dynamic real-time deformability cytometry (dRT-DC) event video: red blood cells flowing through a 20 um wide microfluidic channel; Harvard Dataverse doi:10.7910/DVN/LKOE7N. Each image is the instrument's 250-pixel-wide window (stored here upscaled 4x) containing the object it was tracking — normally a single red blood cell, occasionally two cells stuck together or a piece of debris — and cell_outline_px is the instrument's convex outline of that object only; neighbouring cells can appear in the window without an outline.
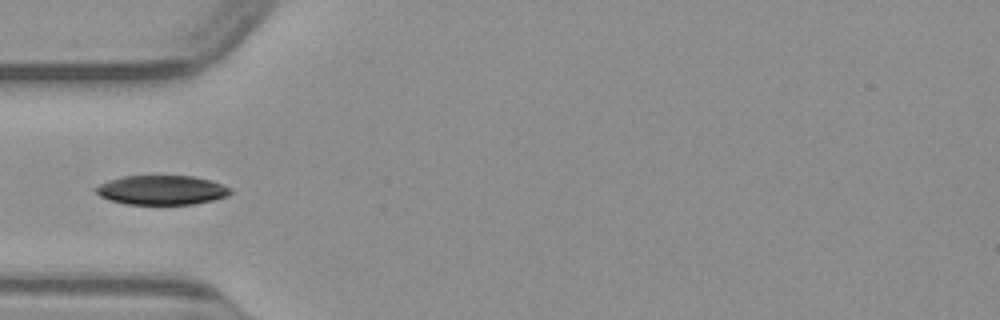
{"species": "common noctule bat (a hibernating species)", "species_latin": "Nyctalus noctula", "temperature_condition": "warm", "stored_images_in_passage": 36, "camera_frame_rate_fps": 3000, "um_per_image_px": 0.085, "animal": {"sex": "male", "body_mass_g": 23.1, "forearm_length_mm": 52.7}, "frame": {"image": 1, "passage_image": 15, "time_ms": 4.667, "image_size_px": [1000, 320], "cell_outline_px": [[232, 192], [228, 196], [212, 200], [192, 204], [124, 204], [108, 200], [100, 196], [92, 188], [108, 180], [124, 176], [192, 176], [208, 180], [232, 188]], "centroid_in_image_um": [13.7, 16.16], "position_along_channel_um": 71.3, "area_um2": 23.0}}
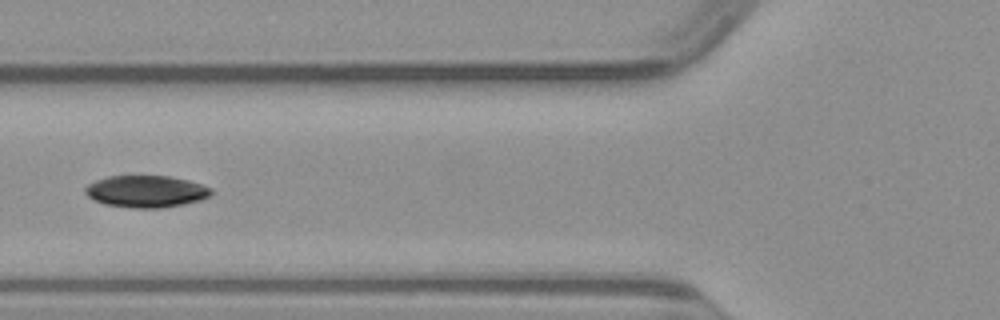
{"frame": {"image": 2, "passage_image": 18, "time_ms": 5.667, "image_size_px": [1000, 320], "cell_outline_px": [[212, 196], [200, 200], [184, 204], [164, 208], [132, 208], [104, 204], [88, 196], [84, 192], [84, 188], [88, 184], [96, 180], [108, 176], [168, 176], [188, 180], [212, 188]], "centroid_in_image_um": [12.43, 16.28], "position_along_channel_um": 113.4, "area_um2": 23.52}}